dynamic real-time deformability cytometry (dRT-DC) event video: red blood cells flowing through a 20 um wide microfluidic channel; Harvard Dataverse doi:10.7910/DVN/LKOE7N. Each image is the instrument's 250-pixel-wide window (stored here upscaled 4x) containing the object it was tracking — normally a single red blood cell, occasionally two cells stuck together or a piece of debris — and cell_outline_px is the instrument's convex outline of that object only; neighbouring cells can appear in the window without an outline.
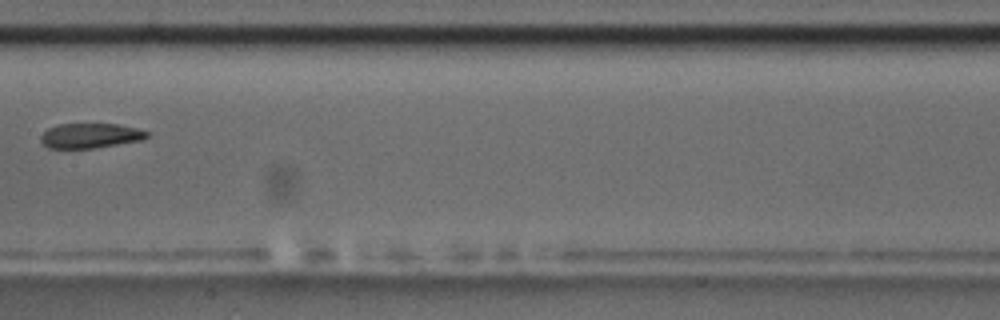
{"species": "common noctule bat (a hibernating species)", "species_latin": "Nyctalus noctula", "temperature_condition": "room temperature", "stored_images_in_passage": 7, "camera_frame_rate_fps": 3000, "um_per_image_px": 0.085, "animal": {"sex": "male", "body_mass_g": 17.5, "forearm_length_mm": 52.3}, "frame": {"image": 1, "passage_image": 7, "time_ms": 8.0, "image_size_px": [1000, 320], "cell_outline_px": [[148, 136], [140, 140], [92, 148], [48, 148], [40, 140], [40, 136], [48, 128], [60, 124], [120, 124], [136, 128], [148, 132]], "centroid_in_image_um": [7.64, 11.52], "position_along_channel_um": 199.8, "area_um2": 15.14}}